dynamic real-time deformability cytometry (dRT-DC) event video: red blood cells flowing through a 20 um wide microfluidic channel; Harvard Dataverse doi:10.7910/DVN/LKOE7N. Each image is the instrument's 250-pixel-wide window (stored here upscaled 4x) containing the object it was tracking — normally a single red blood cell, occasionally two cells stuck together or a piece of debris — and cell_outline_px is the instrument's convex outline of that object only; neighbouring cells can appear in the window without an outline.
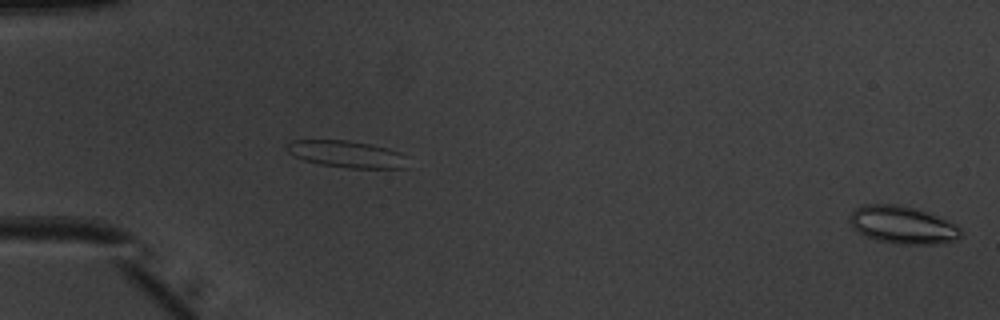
{"species": "common noctule bat (a hibernating species)", "species_latin": "Nyctalus noctula", "temperature_condition": "warm", "stored_images_in_passage": 52, "camera_frame_rate_fps": 3000, "um_per_image_px": 0.085, "animal": {"sex": "male", "body_mass_g": 20.1, "forearm_length_mm": 53.5}, "frame": {"image": 1, "passage_image": 1, "time_ms": 0.0, "image_size_px": [1000, 320], "cell_outline_px": [[960, 236], [956, 240], [936, 244], [892, 244], [876, 240], [852, 228], [848, 220], [852, 212], [856, 208], [864, 204], [896, 204], [916, 208], [932, 212], [960, 228]], "centroid_in_image_um": [76.7, 19.11], "position_along_channel_um": 8.3, "area_um2": 24.51}}
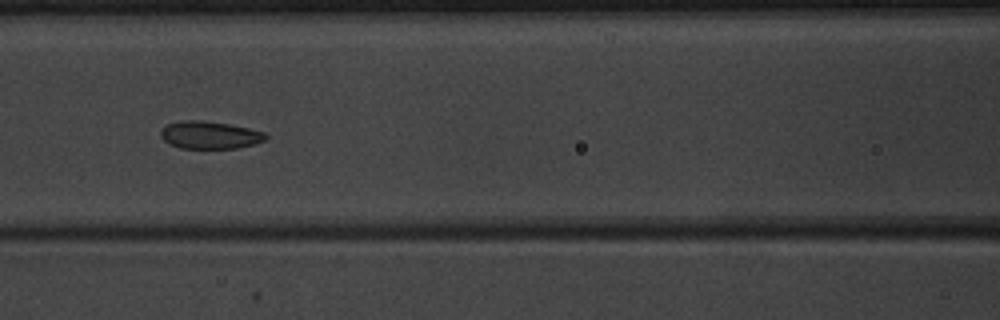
{"frame": {"image": 2, "passage_image": 24, "time_ms": 7.667, "image_size_px": [1000, 320], "cell_outline_px": [[268, 136], [264, 140], [252, 144], [236, 148], [180, 148], [168, 144], [160, 136], [160, 132], [168, 124], [180, 120], [204, 120], [228, 124], [248, 128], [264, 132]], "centroid_in_image_um": [17.79, 11.47], "position_along_channel_um": 148.8, "area_um2": 16.76}}
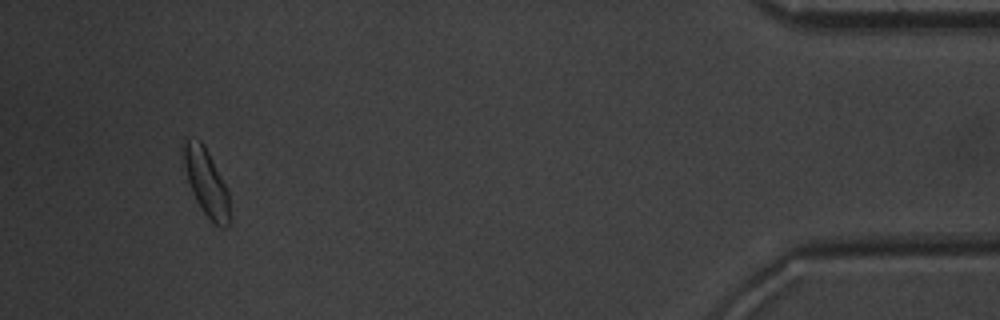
{"frame": {"image": 3, "passage_image": 49, "time_ms": 16.0, "image_size_px": [1000, 320], "cell_outline_px": [[228, 228], [220, 228], [212, 224], [196, 200], [192, 192], [180, 156], [180, 144], [184, 140], [200, 140], [204, 144], [228, 192]], "centroid_in_image_um": [17.46, 15.47], "position_along_channel_um": 417.7, "area_um2": 17.98}, "authors_computed_cell_mechanics": {"area_um2": 17.629, "velocity_mm_per_s": 3.979, "shape_relaxation_time_tau1_ms": 2.2336, "shape_relaxation_time_tau2_ms": 1.9043, "deformation_change_tau1": 0.0883, "deformation_change_tau2": 0.0754}}